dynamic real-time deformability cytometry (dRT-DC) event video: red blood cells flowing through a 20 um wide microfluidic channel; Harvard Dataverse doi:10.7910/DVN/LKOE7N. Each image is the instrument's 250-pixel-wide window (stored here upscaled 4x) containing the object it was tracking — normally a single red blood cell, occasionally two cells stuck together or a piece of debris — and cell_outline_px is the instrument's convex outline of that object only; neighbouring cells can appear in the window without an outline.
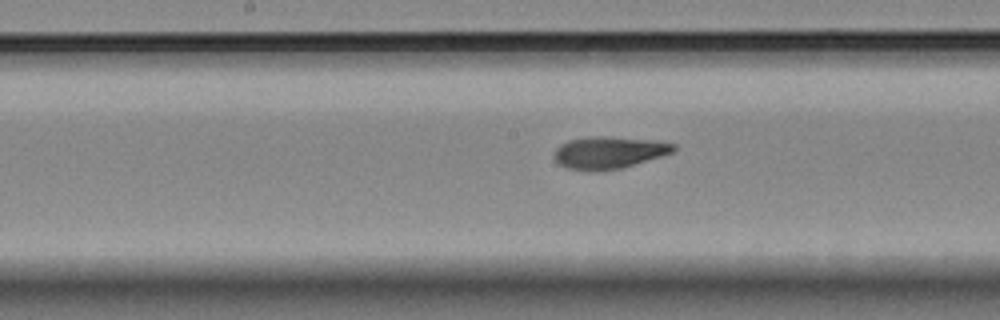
{"species": "Egyptian fruit bat (a non-hibernating species)", "species_latin": "Rousettus aegyptiacus", "temperature_condition": "room temperature", "stored_images_in_passage": 9, "segment_of_instrument_passage": [2, 2], "camera_frame_rate_fps": 3000, "um_per_image_px": 0.085, "animal": {"sex": "female"}, "frame": {"image": 1, "passage_image": 9, "time_ms": 9.0, "image_size_px": [1000, 320], "cell_outline_px": [[676, 148], [672, 152], [660, 156], [620, 168], [592, 172], [588, 172], [568, 168], [560, 164], [556, 160], [556, 148], [560, 144], [568, 140], [588, 136], [604, 136], [660, 140], [676, 144]], "centroid_in_image_um": [51.76, 12.95], "position_along_channel_um": 196.4, "area_um2": 22.37}}